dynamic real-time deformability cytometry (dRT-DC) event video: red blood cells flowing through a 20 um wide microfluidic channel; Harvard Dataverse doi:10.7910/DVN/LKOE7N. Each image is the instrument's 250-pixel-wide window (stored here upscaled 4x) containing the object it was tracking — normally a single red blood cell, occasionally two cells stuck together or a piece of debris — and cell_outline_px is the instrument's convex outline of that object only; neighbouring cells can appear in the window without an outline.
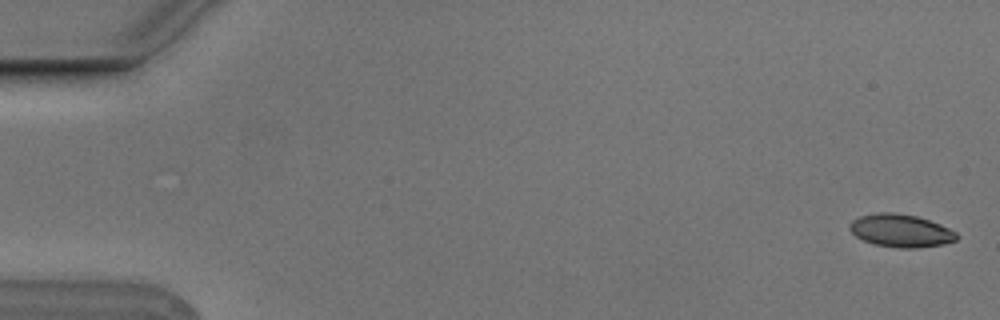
{"species": "Egyptian fruit bat (a non-hibernating species)", "species_latin": "Rousettus aegyptiacus", "temperature_condition": "cold", "stored_images_in_passage": 6, "camera_frame_rate_fps": 3000, "um_per_image_px": 0.085, "animal": {"sex": "male"}, "frame": {"image": 1, "passage_image": 1, "time_ms": 0.0, "image_size_px": [1000, 320], "cell_outline_px": [[960, 236], [956, 240], [944, 244], [916, 248], [896, 248], [872, 244], [856, 236], [848, 228], [848, 224], [852, 220], [860, 216], [876, 212], [892, 212], [916, 216], [940, 224], [956, 232]], "centroid_in_image_um": [76.55, 19.61], "position_along_channel_um": 8.5, "area_um2": 20.63}}
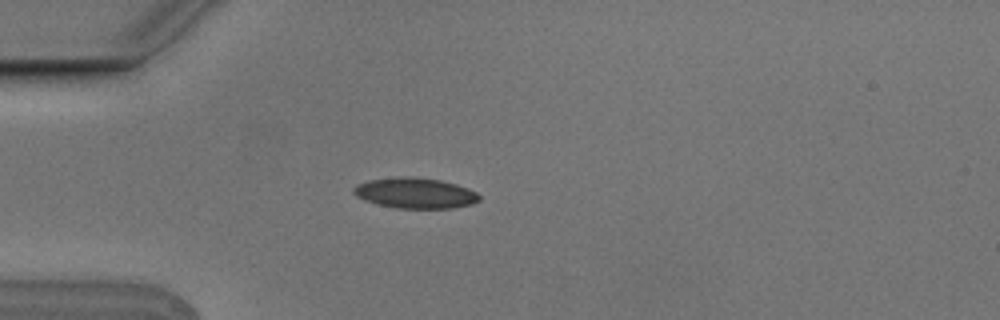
{"frame": {"image": 2, "passage_image": 5, "time_ms": 1.333, "image_size_px": [1000, 320], "cell_outline_px": [[480, 200], [472, 204], [452, 208], [396, 208], [376, 204], [364, 200], [356, 196], [352, 192], [352, 188], [356, 184], [368, 180], [396, 176], [416, 176], [440, 180], [456, 184], [468, 188], [476, 192], [480, 196]], "centroid_in_image_um": [35.26, 16.4], "position_along_channel_um": 49.7, "area_um2": 22.72}}